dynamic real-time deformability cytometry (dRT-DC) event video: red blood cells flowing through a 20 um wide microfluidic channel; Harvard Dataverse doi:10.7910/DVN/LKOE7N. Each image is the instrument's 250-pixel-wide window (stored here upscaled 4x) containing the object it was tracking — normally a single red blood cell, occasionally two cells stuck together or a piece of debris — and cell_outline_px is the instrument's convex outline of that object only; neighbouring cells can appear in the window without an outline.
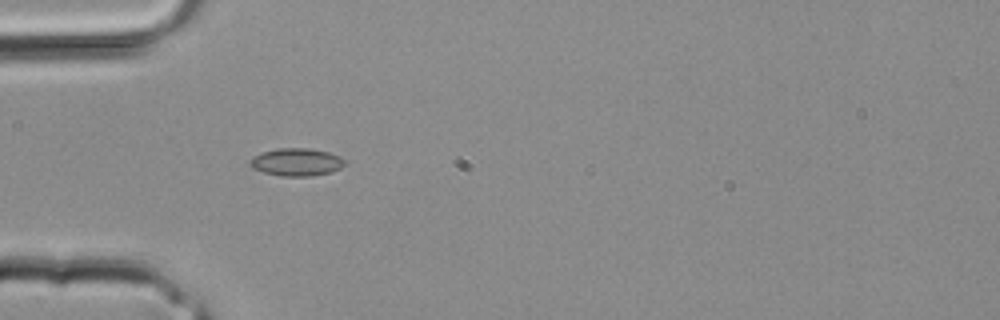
{"species": "common noctule bat (a hibernating species)", "species_latin": "Nyctalus noctula", "temperature_condition": "room temperature", "stored_images_in_passage": 25, "camera_frame_rate_fps": 3000, "um_per_image_px": 0.085, "animal": {"sex": "male", "body_mass_g": 20.4}, "frame": {"image": 1, "passage_image": 1, "time_ms": 0.0, "image_size_px": [1000, 320], "cell_outline_px": [[344, 164], [340, 168], [332, 172], [312, 176], [280, 176], [264, 172], [252, 168], [248, 164], [248, 160], [252, 156], [264, 152], [280, 148], [308, 148], [328, 152], [340, 156], [344, 160]], "centroid_in_image_um": [25.17, 13.78], "position_along_channel_um": 59.8, "area_um2": 15.32}}
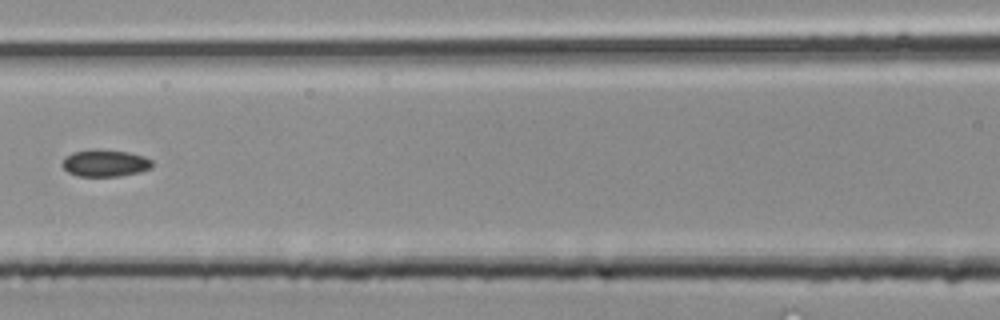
{"frame": {"image": 2, "passage_image": 6, "time_ms": 1.667, "image_size_px": [1000, 320], "cell_outline_px": [[152, 168], [140, 172], [120, 176], [80, 176], [68, 172], [60, 164], [64, 156], [72, 152], [128, 152], [144, 156], [152, 160]], "centroid_in_image_um": [8.94, 13.91], "position_along_channel_um": 157.7, "area_um2": 13.58}}
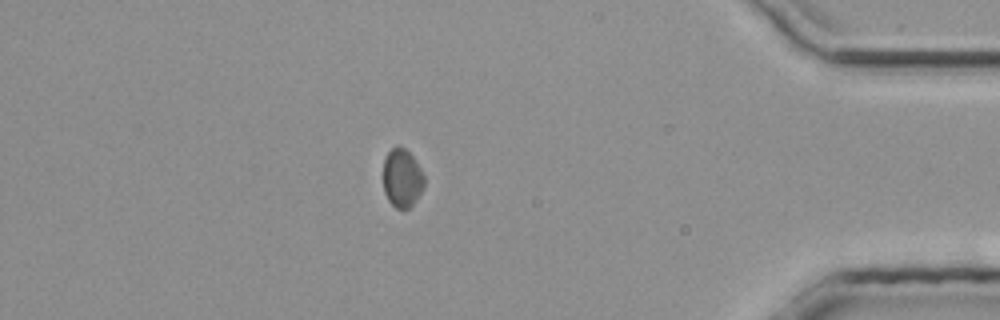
{"frame": {"image": 3, "passage_image": 20, "time_ms": 6.333, "image_size_px": [1000, 320], "cell_outline_px": [[424, 188], [412, 204], [408, 208], [396, 208], [388, 200], [384, 192], [384, 160], [388, 152], [396, 144], [404, 148], [412, 156], [420, 168], [424, 176]], "centroid_in_image_um": [34.17, 15.12], "position_along_channel_um": 401.0, "area_um2": 13.81}}